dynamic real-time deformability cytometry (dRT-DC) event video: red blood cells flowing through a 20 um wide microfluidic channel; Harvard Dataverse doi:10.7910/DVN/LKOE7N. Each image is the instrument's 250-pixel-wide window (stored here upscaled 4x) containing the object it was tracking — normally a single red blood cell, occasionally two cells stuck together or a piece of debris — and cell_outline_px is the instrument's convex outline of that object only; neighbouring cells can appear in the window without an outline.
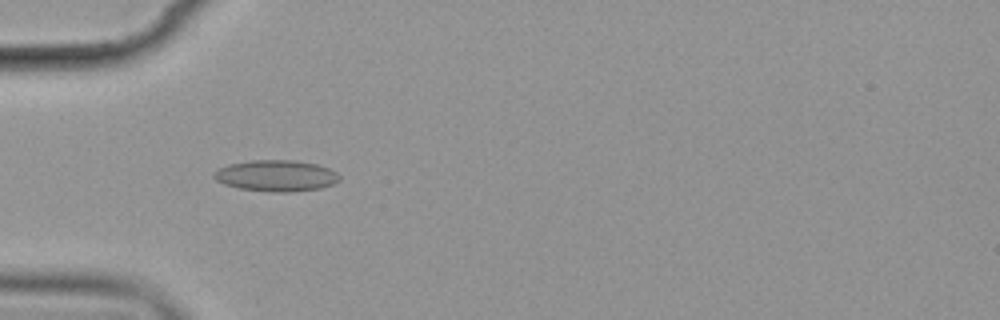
{"species": "common noctule bat (a hibernating species)", "species_latin": "Nyctalus noctula", "temperature_condition": "cold", "stored_images_in_passage": 5, "camera_frame_rate_fps": 3000, "um_per_image_px": 0.085, "animal": {"sex": "female", "body_mass_g": 19.9}, "frame": {"image": 1, "passage_image": 4, "time_ms": 4.333, "image_size_px": [1000, 320], "cell_outline_px": [[340, 180], [332, 184], [320, 188], [288, 192], [272, 192], [240, 188], [224, 184], [216, 180], [212, 176], [212, 172], [228, 164], [252, 160], [292, 160], [316, 164], [328, 168], [336, 172], [340, 176]], "centroid_in_image_um": [23.45, 14.93], "position_along_channel_um": 61.5, "area_um2": 22.77}}
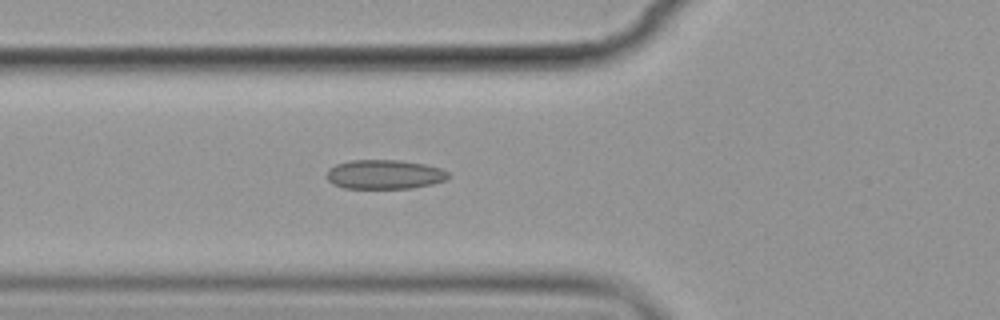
{"frame": {"image": 2, "passage_image": 5, "time_ms": 5.333, "image_size_px": [1000, 320], "cell_outline_px": [[448, 176], [444, 180], [432, 184], [412, 188], [344, 188], [332, 184], [328, 180], [328, 168], [336, 164], [352, 160], [400, 160], [424, 164], [440, 168], [448, 172]], "centroid_in_image_um": [32.66, 14.82], "position_along_channel_um": 93.1, "area_um2": 20.63}}